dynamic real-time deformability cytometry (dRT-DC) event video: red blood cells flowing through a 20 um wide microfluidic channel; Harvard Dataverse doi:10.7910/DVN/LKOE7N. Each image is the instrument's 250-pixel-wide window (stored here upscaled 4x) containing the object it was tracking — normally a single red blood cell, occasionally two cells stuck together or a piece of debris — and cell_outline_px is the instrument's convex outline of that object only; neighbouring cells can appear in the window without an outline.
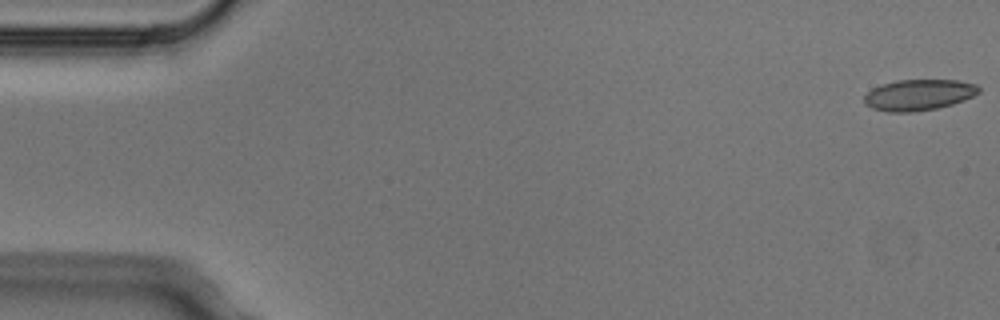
{"species": "Egyptian fruit bat (a non-hibernating species)", "species_latin": "Rousettus aegyptiacus", "temperature_condition": "cold", "stored_images_in_passage": 5, "camera_frame_rate_fps": 3000, "um_per_image_px": 0.085, "animal": {"sex": "male"}, "frame": {"image": 1, "passage_image": 1, "time_ms": 0.0, "image_size_px": [1000, 320], "cell_outline_px": [[980, 92], [964, 100], [952, 104], [936, 108], [912, 112], [888, 112], [872, 108], [864, 104], [864, 96], [872, 88], [880, 84], [896, 80], [960, 80], [976, 84], [980, 88]], "centroid_in_image_um": [78.07, 8.06], "position_along_channel_um": 6.9, "area_um2": 20.81}}
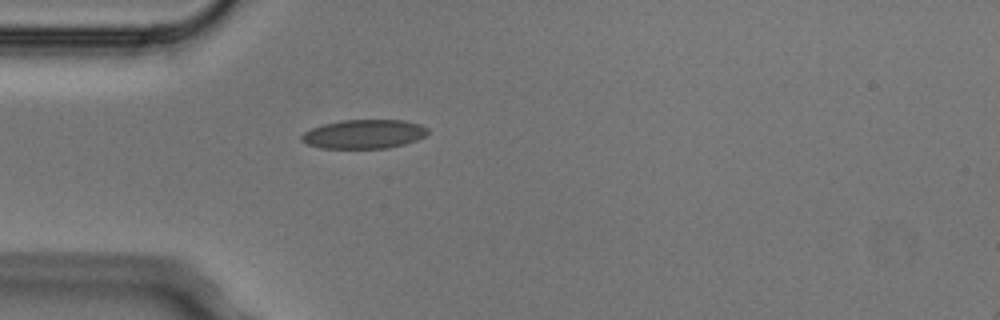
{"frame": {"image": 2, "passage_image": 5, "time_ms": 1.333, "image_size_px": [1000, 320], "cell_outline_px": [[428, 132], [424, 136], [416, 140], [404, 144], [388, 148], [320, 148], [308, 144], [300, 140], [300, 136], [304, 132], [312, 128], [324, 124], [340, 120], [404, 120], [420, 124], [428, 128]], "centroid_in_image_um": [30.93, 11.39], "position_along_channel_um": 54.1, "area_um2": 21.33}}